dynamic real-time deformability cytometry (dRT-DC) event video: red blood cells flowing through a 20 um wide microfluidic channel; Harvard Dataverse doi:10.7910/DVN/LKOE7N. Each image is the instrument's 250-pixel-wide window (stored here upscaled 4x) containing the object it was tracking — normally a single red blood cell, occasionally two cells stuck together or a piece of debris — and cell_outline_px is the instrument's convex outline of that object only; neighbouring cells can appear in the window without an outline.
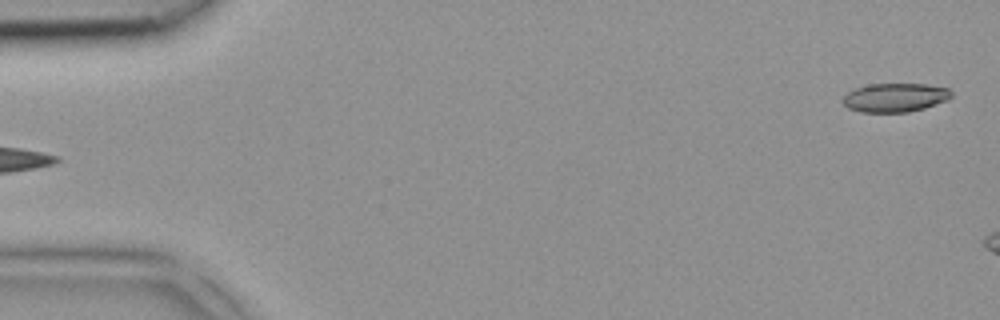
{"species": "common noctule bat (a hibernating species)", "species_latin": "Nyctalus noctula", "temperature_condition": "room temperature", "stored_images_in_passage": 5, "segment_of_instrument_passage": [2, 2], "camera_frame_rate_fps": 3000, "um_per_image_px": 0.085, "animal": {"sex": "female", "body_mass_g": 18.4}, "frame": {"image": 1, "passage_image": 5, "time_ms": 1.333, "image_size_px": [1000, 320], "cell_outline_px": [[952, 96], [948, 100], [924, 108], [908, 112], [860, 112], [848, 108], [840, 100], [848, 92], [856, 88], [868, 84], [928, 84], [948, 88], [952, 92]], "centroid_in_image_um": [76.08, 8.29], "position_along_channel_um": 8.9, "area_um2": 18.32}}